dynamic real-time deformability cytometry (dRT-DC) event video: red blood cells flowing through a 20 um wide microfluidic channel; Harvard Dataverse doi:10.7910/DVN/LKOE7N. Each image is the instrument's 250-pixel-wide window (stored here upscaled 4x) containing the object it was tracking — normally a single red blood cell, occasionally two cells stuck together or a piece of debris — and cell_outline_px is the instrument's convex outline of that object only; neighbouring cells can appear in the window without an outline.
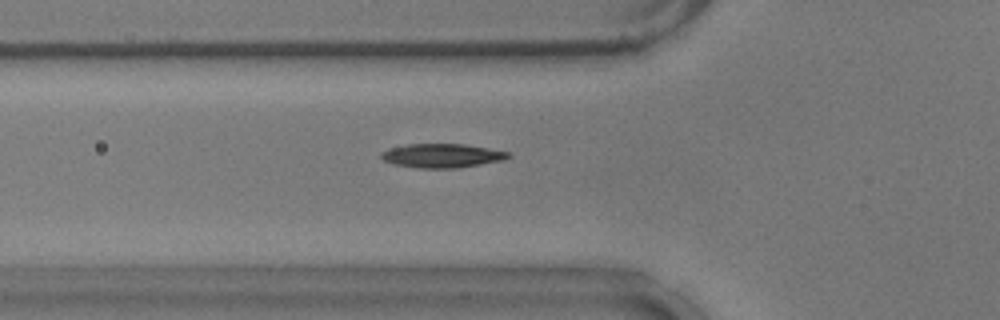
{"species": "common noctule bat (a hibernating species)", "species_latin": "Nyctalus noctula", "temperature_condition": "warm", "stored_images_in_passage": 41, "camera_frame_rate_fps": 3000, "um_per_image_px": 0.085, "animal": {"sex": "male", "body_mass_g": 17.9}, "frame": {"image": 1, "passage_image": 6, "time_ms": 1.667, "image_size_px": [1000, 320], "cell_outline_px": [[512, 156], [504, 160], [456, 168], [420, 168], [396, 164], [384, 160], [380, 156], [380, 152], [392, 148], [408, 144], [464, 144], [488, 148], [508, 152]], "centroid_in_image_um": [37.59, 13.23], "position_along_channel_um": 88.2, "area_um2": 17.51}}
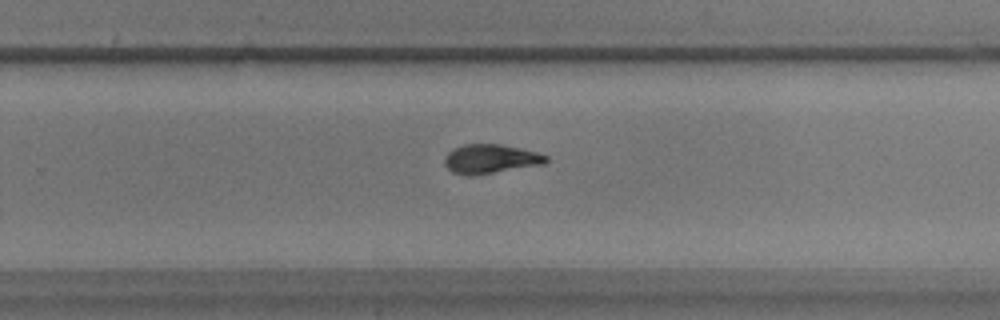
{"frame": {"image": 2, "passage_image": 22, "time_ms": 7.0, "image_size_px": [1000, 320], "cell_outline_px": [[548, 160], [544, 164], [468, 176], [452, 172], [444, 164], [444, 156], [452, 148], [464, 144], [500, 144], [536, 152], [548, 156]], "centroid_in_image_um": [41.65, 13.5], "position_along_channel_um": 288.2, "area_um2": 17.11}}
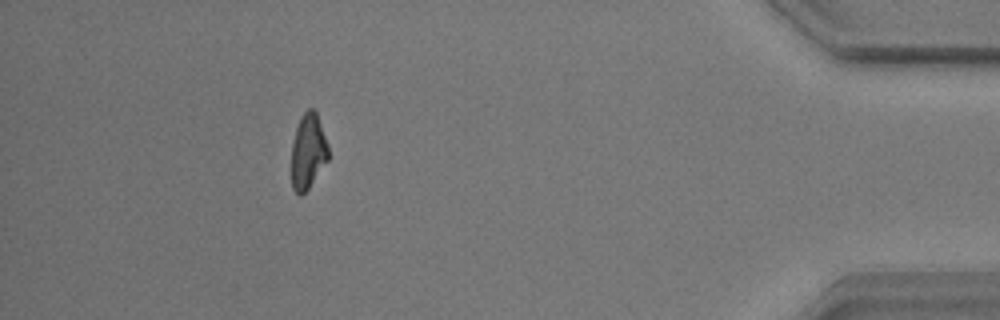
{"frame": {"image": 3, "passage_image": 36, "time_ms": 11.667, "image_size_px": [1000, 320], "cell_outline_px": [[328, 160], [308, 188], [300, 196], [292, 188], [292, 144], [296, 128], [300, 116], [308, 108], [312, 108], [316, 112], [328, 144]], "centroid_in_image_um": [26.18, 12.85], "position_along_channel_um": 409.0, "area_um2": 16.01}, "authors_computed_cell_mechanics": {"area_um2": 17.1088, "velocity_mm_per_s": 3.7396, "shape_relaxation_time_tau1_ms": 9.9819, "shape_relaxation_time_tau2_ms": 4.8105, "deformation_change_tau1": 0.2806, "deformation_change_tau2": 0.0888}}